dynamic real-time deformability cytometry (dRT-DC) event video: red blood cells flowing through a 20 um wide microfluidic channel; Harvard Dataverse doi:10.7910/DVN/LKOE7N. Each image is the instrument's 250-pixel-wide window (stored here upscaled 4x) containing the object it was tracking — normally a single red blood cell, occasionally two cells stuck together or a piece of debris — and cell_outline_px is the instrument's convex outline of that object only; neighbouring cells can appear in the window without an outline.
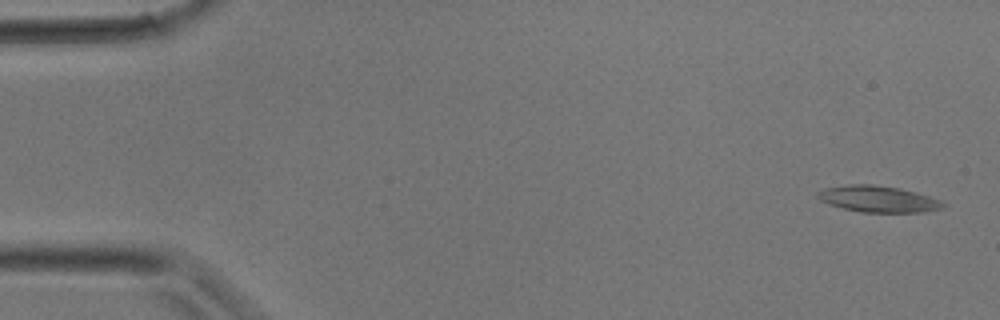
{"species": "common noctule bat (a hibernating species)", "species_latin": "Nyctalus noctula", "temperature_condition": "room temperature", "stored_images_in_passage": 33, "camera_frame_rate_fps": 3000, "um_per_image_px": 0.085, "animal": {"sex": "male", "body_mass_g": 17.9}, "frame": {"image": 1, "passage_image": 1, "time_ms": 0.0, "image_size_px": [1000, 320], "cell_outline_px": [[948, 204], [944, 208], [924, 212], [860, 212], [828, 204], [820, 200], [816, 196], [816, 192], [824, 188], [848, 184], [872, 184], [900, 188], [916, 192], [940, 200]], "centroid_in_image_um": [74.65, 16.91], "position_along_channel_um": 10.4, "area_um2": 19.42}}
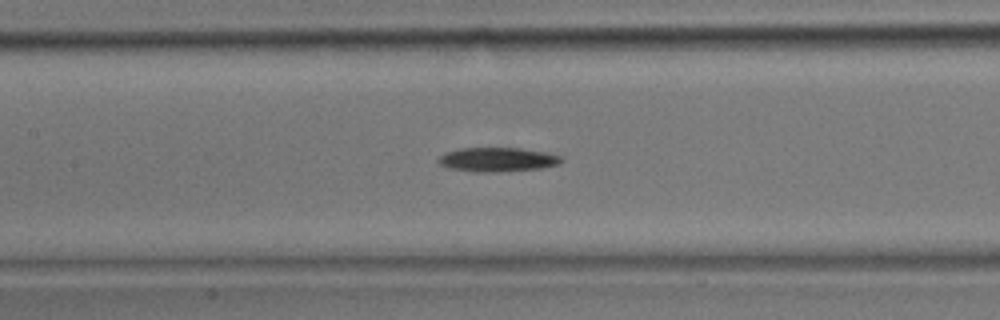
{"frame": {"image": 2, "passage_image": 15, "time_ms": 4.667, "image_size_px": [1000, 320], "cell_outline_px": [[564, 160], [560, 164], [540, 168], [500, 172], [476, 172], [448, 168], [440, 164], [436, 160], [444, 152], [460, 148], [520, 148], [548, 152], [560, 156]], "centroid_in_image_um": [42.28, 13.56], "position_along_channel_um": 165.1, "area_um2": 17.51}}
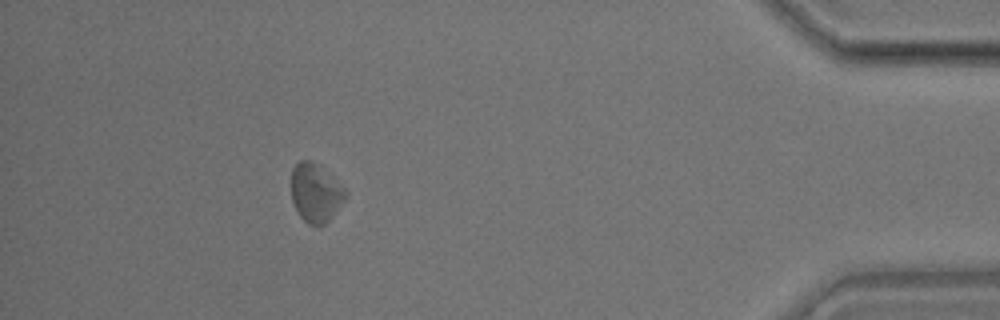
{"frame": {"image": 3, "passage_image": 30, "time_ms": 9.667, "image_size_px": [1000, 320], "cell_outline_px": [[344, 200], [328, 220], [324, 224], [316, 228], [308, 224], [300, 216], [292, 200], [292, 168], [300, 160], [312, 160], [332, 176], [344, 188]], "centroid_in_image_um": [26.79, 16.4], "position_along_channel_um": 408.4, "area_um2": 18.15}}